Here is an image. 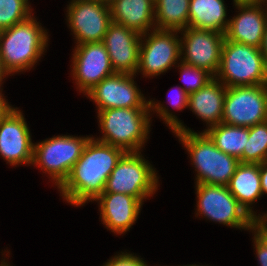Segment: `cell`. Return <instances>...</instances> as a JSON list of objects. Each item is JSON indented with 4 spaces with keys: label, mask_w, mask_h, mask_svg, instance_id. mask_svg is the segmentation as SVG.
<instances>
[{
    "label": "cell",
    "mask_w": 267,
    "mask_h": 266,
    "mask_svg": "<svg viewBox=\"0 0 267 266\" xmlns=\"http://www.w3.org/2000/svg\"><path fill=\"white\" fill-rule=\"evenodd\" d=\"M150 108H112L98 111L102 137L95 139L122 149L125 153L141 152L150 133L151 113L169 126L171 131H190L165 105L149 99ZM155 110V111H154ZM151 112V113H150Z\"/></svg>",
    "instance_id": "obj_1"
},
{
    "label": "cell",
    "mask_w": 267,
    "mask_h": 266,
    "mask_svg": "<svg viewBox=\"0 0 267 266\" xmlns=\"http://www.w3.org/2000/svg\"><path fill=\"white\" fill-rule=\"evenodd\" d=\"M124 154L122 149L90 137L81 157L58 188L61 196L75 207L95 201L103 193L108 177Z\"/></svg>",
    "instance_id": "obj_2"
},
{
    "label": "cell",
    "mask_w": 267,
    "mask_h": 266,
    "mask_svg": "<svg viewBox=\"0 0 267 266\" xmlns=\"http://www.w3.org/2000/svg\"><path fill=\"white\" fill-rule=\"evenodd\" d=\"M48 37L33 15L0 31V59L9 74L34 68L48 46Z\"/></svg>",
    "instance_id": "obj_3"
},
{
    "label": "cell",
    "mask_w": 267,
    "mask_h": 266,
    "mask_svg": "<svg viewBox=\"0 0 267 266\" xmlns=\"http://www.w3.org/2000/svg\"><path fill=\"white\" fill-rule=\"evenodd\" d=\"M188 151L196 174L195 184L228 186L240 160L219 150L205 133L173 131Z\"/></svg>",
    "instance_id": "obj_4"
},
{
    "label": "cell",
    "mask_w": 267,
    "mask_h": 266,
    "mask_svg": "<svg viewBox=\"0 0 267 266\" xmlns=\"http://www.w3.org/2000/svg\"><path fill=\"white\" fill-rule=\"evenodd\" d=\"M214 77L225 87L267 84V64L259 48L224 39Z\"/></svg>",
    "instance_id": "obj_5"
},
{
    "label": "cell",
    "mask_w": 267,
    "mask_h": 266,
    "mask_svg": "<svg viewBox=\"0 0 267 266\" xmlns=\"http://www.w3.org/2000/svg\"><path fill=\"white\" fill-rule=\"evenodd\" d=\"M141 152L125 153L107 179L103 192L123 193L142 204L158 190L159 177Z\"/></svg>",
    "instance_id": "obj_6"
},
{
    "label": "cell",
    "mask_w": 267,
    "mask_h": 266,
    "mask_svg": "<svg viewBox=\"0 0 267 266\" xmlns=\"http://www.w3.org/2000/svg\"><path fill=\"white\" fill-rule=\"evenodd\" d=\"M91 136L58 135L34 143L32 165L47 173L59 188L69 176Z\"/></svg>",
    "instance_id": "obj_7"
},
{
    "label": "cell",
    "mask_w": 267,
    "mask_h": 266,
    "mask_svg": "<svg viewBox=\"0 0 267 266\" xmlns=\"http://www.w3.org/2000/svg\"><path fill=\"white\" fill-rule=\"evenodd\" d=\"M196 215L239 230L254 229L253 217L239 204L227 186L195 184Z\"/></svg>",
    "instance_id": "obj_8"
},
{
    "label": "cell",
    "mask_w": 267,
    "mask_h": 266,
    "mask_svg": "<svg viewBox=\"0 0 267 266\" xmlns=\"http://www.w3.org/2000/svg\"><path fill=\"white\" fill-rule=\"evenodd\" d=\"M267 121V84L226 87L222 123L250 128Z\"/></svg>",
    "instance_id": "obj_9"
},
{
    "label": "cell",
    "mask_w": 267,
    "mask_h": 266,
    "mask_svg": "<svg viewBox=\"0 0 267 266\" xmlns=\"http://www.w3.org/2000/svg\"><path fill=\"white\" fill-rule=\"evenodd\" d=\"M177 34L178 30L155 28L141 35L137 74L153 78L176 67L181 61L180 36Z\"/></svg>",
    "instance_id": "obj_10"
},
{
    "label": "cell",
    "mask_w": 267,
    "mask_h": 266,
    "mask_svg": "<svg viewBox=\"0 0 267 266\" xmlns=\"http://www.w3.org/2000/svg\"><path fill=\"white\" fill-rule=\"evenodd\" d=\"M67 6V25L76 45L102 42L112 22L110 7L92 0H71Z\"/></svg>",
    "instance_id": "obj_11"
},
{
    "label": "cell",
    "mask_w": 267,
    "mask_h": 266,
    "mask_svg": "<svg viewBox=\"0 0 267 266\" xmlns=\"http://www.w3.org/2000/svg\"><path fill=\"white\" fill-rule=\"evenodd\" d=\"M179 33L183 36L180 37V60L185 64L207 70L215 76L220 65L224 34L191 27Z\"/></svg>",
    "instance_id": "obj_12"
},
{
    "label": "cell",
    "mask_w": 267,
    "mask_h": 266,
    "mask_svg": "<svg viewBox=\"0 0 267 266\" xmlns=\"http://www.w3.org/2000/svg\"><path fill=\"white\" fill-rule=\"evenodd\" d=\"M135 76L115 73L104 78L85 96L96 104L97 112L112 108H150L149 101L134 81Z\"/></svg>",
    "instance_id": "obj_13"
},
{
    "label": "cell",
    "mask_w": 267,
    "mask_h": 266,
    "mask_svg": "<svg viewBox=\"0 0 267 266\" xmlns=\"http://www.w3.org/2000/svg\"><path fill=\"white\" fill-rule=\"evenodd\" d=\"M74 48L71 74L80 93L85 95L104 78L115 74L102 42L79 44Z\"/></svg>",
    "instance_id": "obj_14"
},
{
    "label": "cell",
    "mask_w": 267,
    "mask_h": 266,
    "mask_svg": "<svg viewBox=\"0 0 267 266\" xmlns=\"http://www.w3.org/2000/svg\"><path fill=\"white\" fill-rule=\"evenodd\" d=\"M23 113L17 107L0 120V156L10 166L32 165L34 143Z\"/></svg>",
    "instance_id": "obj_15"
},
{
    "label": "cell",
    "mask_w": 267,
    "mask_h": 266,
    "mask_svg": "<svg viewBox=\"0 0 267 266\" xmlns=\"http://www.w3.org/2000/svg\"><path fill=\"white\" fill-rule=\"evenodd\" d=\"M267 0L234 3L237 15L229 19L225 39L256 48L261 47L267 25ZM266 8L264 9L263 6Z\"/></svg>",
    "instance_id": "obj_16"
},
{
    "label": "cell",
    "mask_w": 267,
    "mask_h": 266,
    "mask_svg": "<svg viewBox=\"0 0 267 266\" xmlns=\"http://www.w3.org/2000/svg\"><path fill=\"white\" fill-rule=\"evenodd\" d=\"M115 73L137 74L141 35L111 22L102 40Z\"/></svg>",
    "instance_id": "obj_17"
},
{
    "label": "cell",
    "mask_w": 267,
    "mask_h": 266,
    "mask_svg": "<svg viewBox=\"0 0 267 266\" xmlns=\"http://www.w3.org/2000/svg\"><path fill=\"white\" fill-rule=\"evenodd\" d=\"M99 203L102 224L114 234H124L138 219L142 203L123 193L103 192L96 200Z\"/></svg>",
    "instance_id": "obj_18"
},
{
    "label": "cell",
    "mask_w": 267,
    "mask_h": 266,
    "mask_svg": "<svg viewBox=\"0 0 267 266\" xmlns=\"http://www.w3.org/2000/svg\"><path fill=\"white\" fill-rule=\"evenodd\" d=\"M109 7L113 22L140 35L156 28L154 0H114Z\"/></svg>",
    "instance_id": "obj_19"
},
{
    "label": "cell",
    "mask_w": 267,
    "mask_h": 266,
    "mask_svg": "<svg viewBox=\"0 0 267 266\" xmlns=\"http://www.w3.org/2000/svg\"><path fill=\"white\" fill-rule=\"evenodd\" d=\"M226 87L215 77L197 92L188 96V108L202 119L208 127L222 122Z\"/></svg>",
    "instance_id": "obj_20"
},
{
    "label": "cell",
    "mask_w": 267,
    "mask_h": 266,
    "mask_svg": "<svg viewBox=\"0 0 267 266\" xmlns=\"http://www.w3.org/2000/svg\"><path fill=\"white\" fill-rule=\"evenodd\" d=\"M227 187L247 213L254 217L257 213L251 205L262 196L260 164L240 163Z\"/></svg>",
    "instance_id": "obj_21"
},
{
    "label": "cell",
    "mask_w": 267,
    "mask_h": 266,
    "mask_svg": "<svg viewBox=\"0 0 267 266\" xmlns=\"http://www.w3.org/2000/svg\"><path fill=\"white\" fill-rule=\"evenodd\" d=\"M224 0H190L188 27L225 34L229 19Z\"/></svg>",
    "instance_id": "obj_22"
},
{
    "label": "cell",
    "mask_w": 267,
    "mask_h": 266,
    "mask_svg": "<svg viewBox=\"0 0 267 266\" xmlns=\"http://www.w3.org/2000/svg\"><path fill=\"white\" fill-rule=\"evenodd\" d=\"M205 132L215 146L224 153L234 156L243 163V151L249 137V128L220 123Z\"/></svg>",
    "instance_id": "obj_23"
},
{
    "label": "cell",
    "mask_w": 267,
    "mask_h": 266,
    "mask_svg": "<svg viewBox=\"0 0 267 266\" xmlns=\"http://www.w3.org/2000/svg\"><path fill=\"white\" fill-rule=\"evenodd\" d=\"M157 29L181 31L188 27L190 0H154Z\"/></svg>",
    "instance_id": "obj_24"
},
{
    "label": "cell",
    "mask_w": 267,
    "mask_h": 266,
    "mask_svg": "<svg viewBox=\"0 0 267 266\" xmlns=\"http://www.w3.org/2000/svg\"><path fill=\"white\" fill-rule=\"evenodd\" d=\"M264 161H267V121L249 128L243 151V163L261 164Z\"/></svg>",
    "instance_id": "obj_25"
},
{
    "label": "cell",
    "mask_w": 267,
    "mask_h": 266,
    "mask_svg": "<svg viewBox=\"0 0 267 266\" xmlns=\"http://www.w3.org/2000/svg\"><path fill=\"white\" fill-rule=\"evenodd\" d=\"M28 0H0V31L8 29L31 17Z\"/></svg>",
    "instance_id": "obj_26"
},
{
    "label": "cell",
    "mask_w": 267,
    "mask_h": 266,
    "mask_svg": "<svg viewBox=\"0 0 267 266\" xmlns=\"http://www.w3.org/2000/svg\"><path fill=\"white\" fill-rule=\"evenodd\" d=\"M176 67H180L178 69H180L181 80L185 84L182 88L187 94L197 92L214 78L207 70L185 64L182 61Z\"/></svg>",
    "instance_id": "obj_27"
},
{
    "label": "cell",
    "mask_w": 267,
    "mask_h": 266,
    "mask_svg": "<svg viewBox=\"0 0 267 266\" xmlns=\"http://www.w3.org/2000/svg\"><path fill=\"white\" fill-rule=\"evenodd\" d=\"M252 233L258 263L260 266H267V229L254 228Z\"/></svg>",
    "instance_id": "obj_28"
},
{
    "label": "cell",
    "mask_w": 267,
    "mask_h": 266,
    "mask_svg": "<svg viewBox=\"0 0 267 266\" xmlns=\"http://www.w3.org/2000/svg\"><path fill=\"white\" fill-rule=\"evenodd\" d=\"M102 266H148V264L141 257H138L130 252L124 253L121 251Z\"/></svg>",
    "instance_id": "obj_29"
},
{
    "label": "cell",
    "mask_w": 267,
    "mask_h": 266,
    "mask_svg": "<svg viewBox=\"0 0 267 266\" xmlns=\"http://www.w3.org/2000/svg\"><path fill=\"white\" fill-rule=\"evenodd\" d=\"M173 89H174V87H173ZM173 89H172V91H173ZM177 90H175L177 93L173 92L175 94V95H173L174 98L172 100H171V98H169L168 101L174 107V109L182 111L184 108H188V96H189V94H187L184 91V89L182 88L181 85H180V87H177Z\"/></svg>",
    "instance_id": "obj_30"
},
{
    "label": "cell",
    "mask_w": 267,
    "mask_h": 266,
    "mask_svg": "<svg viewBox=\"0 0 267 266\" xmlns=\"http://www.w3.org/2000/svg\"><path fill=\"white\" fill-rule=\"evenodd\" d=\"M1 86L2 85H0V120H2L12 109L15 108L12 107V105H9L7 99L3 96L4 95L2 94L3 88H1Z\"/></svg>",
    "instance_id": "obj_31"
},
{
    "label": "cell",
    "mask_w": 267,
    "mask_h": 266,
    "mask_svg": "<svg viewBox=\"0 0 267 266\" xmlns=\"http://www.w3.org/2000/svg\"><path fill=\"white\" fill-rule=\"evenodd\" d=\"M260 179L262 196L267 194V161L260 164Z\"/></svg>",
    "instance_id": "obj_32"
},
{
    "label": "cell",
    "mask_w": 267,
    "mask_h": 266,
    "mask_svg": "<svg viewBox=\"0 0 267 266\" xmlns=\"http://www.w3.org/2000/svg\"><path fill=\"white\" fill-rule=\"evenodd\" d=\"M254 228L267 229V214H258L253 217Z\"/></svg>",
    "instance_id": "obj_33"
},
{
    "label": "cell",
    "mask_w": 267,
    "mask_h": 266,
    "mask_svg": "<svg viewBox=\"0 0 267 266\" xmlns=\"http://www.w3.org/2000/svg\"><path fill=\"white\" fill-rule=\"evenodd\" d=\"M260 50H261V52L263 54V57L265 58V62L267 64V25H266V28H265L263 41H262V45L260 47Z\"/></svg>",
    "instance_id": "obj_34"
},
{
    "label": "cell",
    "mask_w": 267,
    "mask_h": 266,
    "mask_svg": "<svg viewBox=\"0 0 267 266\" xmlns=\"http://www.w3.org/2000/svg\"><path fill=\"white\" fill-rule=\"evenodd\" d=\"M7 75L9 76V72L5 69V67L3 66V62L0 59V85H2L3 79H5L7 77Z\"/></svg>",
    "instance_id": "obj_35"
},
{
    "label": "cell",
    "mask_w": 267,
    "mask_h": 266,
    "mask_svg": "<svg viewBox=\"0 0 267 266\" xmlns=\"http://www.w3.org/2000/svg\"><path fill=\"white\" fill-rule=\"evenodd\" d=\"M92 1H95L97 3H102L104 5L110 6L114 0H92Z\"/></svg>",
    "instance_id": "obj_36"
},
{
    "label": "cell",
    "mask_w": 267,
    "mask_h": 266,
    "mask_svg": "<svg viewBox=\"0 0 267 266\" xmlns=\"http://www.w3.org/2000/svg\"><path fill=\"white\" fill-rule=\"evenodd\" d=\"M263 0H233V3L259 2Z\"/></svg>",
    "instance_id": "obj_37"
},
{
    "label": "cell",
    "mask_w": 267,
    "mask_h": 266,
    "mask_svg": "<svg viewBox=\"0 0 267 266\" xmlns=\"http://www.w3.org/2000/svg\"><path fill=\"white\" fill-rule=\"evenodd\" d=\"M0 266H11L7 263L6 259L1 260Z\"/></svg>",
    "instance_id": "obj_38"
},
{
    "label": "cell",
    "mask_w": 267,
    "mask_h": 266,
    "mask_svg": "<svg viewBox=\"0 0 267 266\" xmlns=\"http://www.w3.org/2000/svg\"><path fill=\"white\" fill-rule=\"evenodd\" d=\"M183 266H186V265H183ZM187 266H203V265H196V264L195 265L194 264L191 265L190 264V265H187Z\"/></svg>",
    "instance_id": "obj_39"
}]
</instances>
